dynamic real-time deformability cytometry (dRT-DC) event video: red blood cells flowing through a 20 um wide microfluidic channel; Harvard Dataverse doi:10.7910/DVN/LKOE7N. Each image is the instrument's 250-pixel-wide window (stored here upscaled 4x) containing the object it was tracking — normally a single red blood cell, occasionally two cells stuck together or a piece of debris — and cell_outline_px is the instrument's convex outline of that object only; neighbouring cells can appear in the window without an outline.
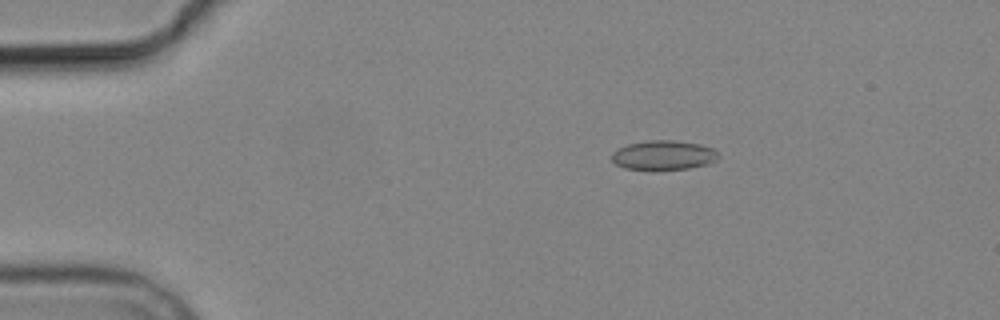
{"species": "common noctule bat (a hibernating species)", "species_latin": "Nyctalus noctula", "temperature_condition": "cold", "stored_images_in_passage": 7, "camera_frame_rate_fps": 3000, "um_per_image_px": 0.085, "animal": {"sex": "male", "body_mass_g": 19.2, "forearm_length_mm": 51.8}, "frame": {"image": 1, "passage_image": 4, "time_ms": 3.333, "image_size_px": [1000, 320], "cell_outline_px": [[720, 156], [716, 160], [708, 164], [688, 168], [656, 172], [652, 172], [624, 168], [616, 164], [612, 160], [612, 152], [628, 144], [648, 140], [672, 140], [700, 144], [712, 148]], "centroid_in_image_um": [56.38, 13.23], "position_along_channel_um": 28.6, "area_um2": 18.79}}
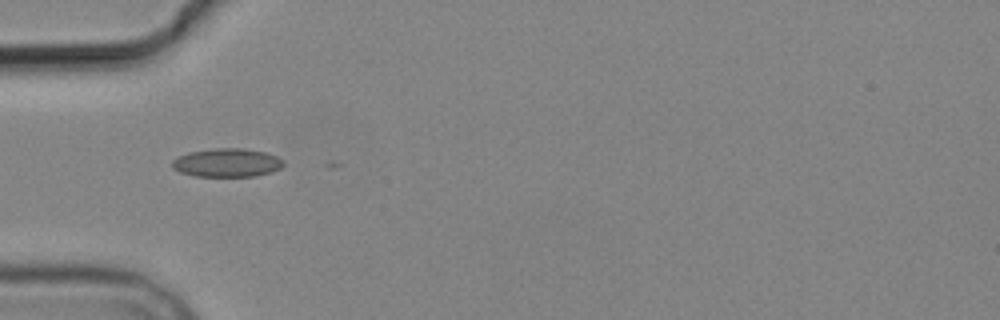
{"frame": {"image": 2, "passage_image": 6, "time_ms": 6.0, "image_size_px": [1000, 320], "cell_outline_px": [[284, 164], [280, 168], [272, 172], [256, 176], [196, 176], [180, 172], [172, 168], [172, 160], [188, 152], [212, 148], [244, 148], [264, 152], [276, 156], [284, 160]], "centroid_in_image_um": [19.3, 13.82], "position_along_channel_um": 65.7, "area_um2": 18.55}}
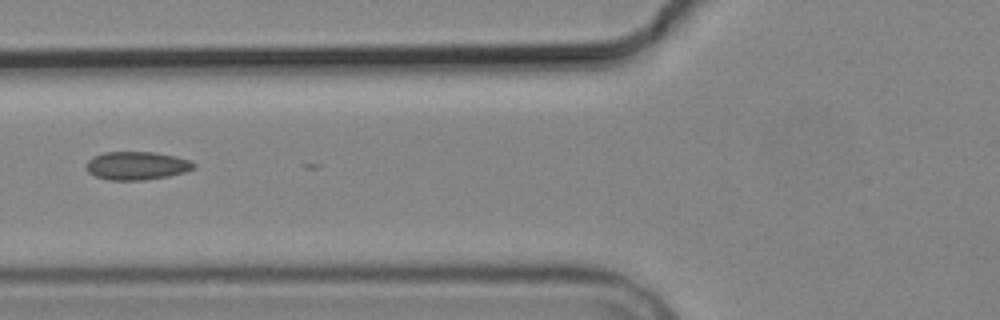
{"frame": {"image": 3, "passage_image": 7, "time_ms": 7.333, "image_size_px": [1000, 320], "cell_outline_px": [[196, 168], [184, 172], [168, 176], [144, 180], [108, 180], [96, 176], [88, 172], [84, 168], [84, 164], [92, 156], [104, 152], [152, 152], [176, 156], [188, 160], [196, 164]], "centroid_in_image_um": [11.58, 14.08], "position_along_channel_um": 114.2, "area_um2": 17.86}}